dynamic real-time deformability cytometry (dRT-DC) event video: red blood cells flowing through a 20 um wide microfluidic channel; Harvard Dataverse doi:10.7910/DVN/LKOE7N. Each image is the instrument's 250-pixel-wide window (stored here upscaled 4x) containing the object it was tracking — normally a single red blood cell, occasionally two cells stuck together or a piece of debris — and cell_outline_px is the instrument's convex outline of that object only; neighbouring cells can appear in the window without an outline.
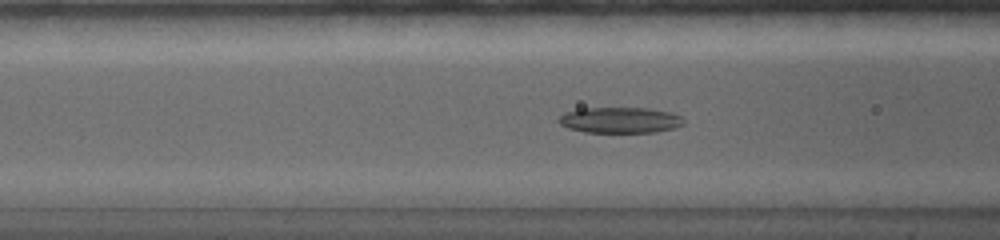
{"species": "common noctule bat (a hibernating species)", "species_latin": "Nyctalus noctula", "temperature_condition": "warm", "stored_images_in_passage": 52, "camera_frame_rate_fps": 5000, "um_per_image_px": 0.085, "animal": {"sex": "female", "body_mass_g": 19.0, "forearm_length_mm": 56.7}, "frame": {"image": 1, "passage_image": 17, "time_ms": 2.8, "image_size_px": [1000, 240], "cell_outline_px": [[684, 124], [676, 128], [656, 132], [584, 132], [568, 128], [560, 124], [556, 120], [564, 112], [580, 108], [648, 108], [672, 112], [680, 116], [684, 120]], "centroid_in_image_um": [52.7, 10.2], "position_along_channel_um": 113.9, "area_um2": 19.02}}
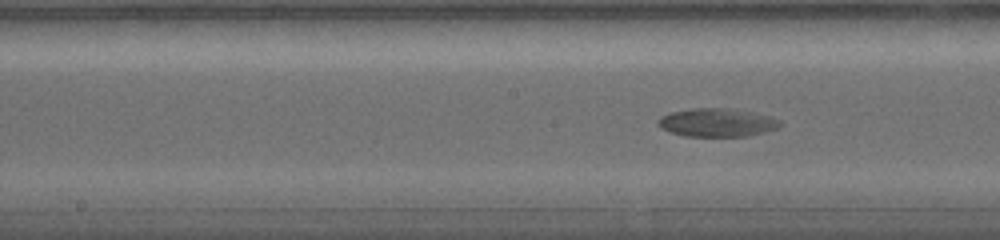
{"frame": {"image": 2, "passage_image": 30, "time_ms": 5.0, "image_size_px": [1000, 240], "cell_outline_px": [[784, 124], [780, 128], [748, 136], [684, 136], [668, 132], [660, 128], [656, 124], [656, 120], [660, 116], [668, 112], [692, 108], [728, 108], [752, 112], [772, 116], [780, 120]], "centroid_in_image_um": [60.93, 10.41], "position_along_channel_um": 187.3, "area_um2": 20.63}}
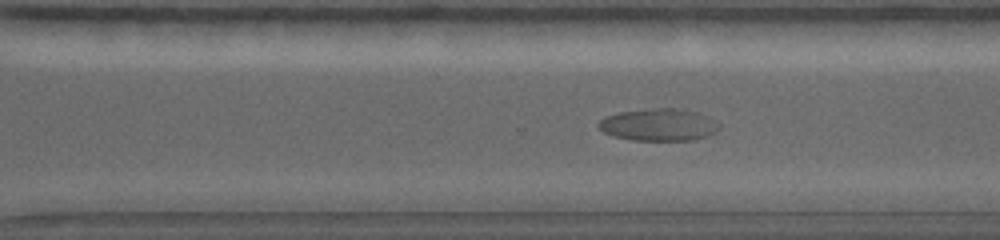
{"frame": {"image": 3, "passage_image": 46, "time_ms": 8.8, "image_size_px": [1000, 240], "cell_outline_px": [[720, 128], [716, 132], [708, 136], [696, 140], [632, 140], [612, 136], [604, 132], [596, 124], [604, 116], [616, 112], [652, 108], [688, 108], [700, 112], [716, 120], [720, 124]], "centroid_in_image_um": [56.03, 10.59], "position_along_channel_um": 314.6, "area_um2": 23.29}}